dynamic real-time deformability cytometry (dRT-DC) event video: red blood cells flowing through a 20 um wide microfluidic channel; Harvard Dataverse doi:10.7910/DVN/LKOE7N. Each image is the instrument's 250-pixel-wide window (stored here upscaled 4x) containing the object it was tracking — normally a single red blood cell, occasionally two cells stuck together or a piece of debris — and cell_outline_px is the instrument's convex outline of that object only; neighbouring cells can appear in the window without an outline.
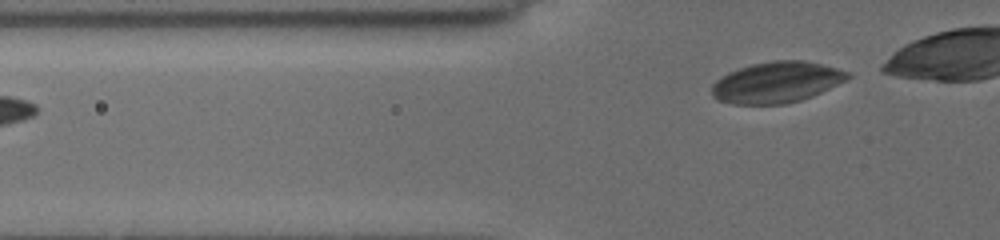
{"species": "common noctule bat (a hibernating species)", "species_latin": "Nyctalus noctula", "temperature_condition": "cold", "stored_images_in_passage": 2, "camera_frame_rate_fps": 3000, "um_per_image_px": 0.085, "animal": {"sex": "female", "body_mass_g": 19.5, "forearm_length_mm": 54.1}, "frame": {"image": 1, "passage_image": 2, "time_ms": 1.333, "image_size_px": [1000, 240], "cell_outline_px": [[852, 76], [812, 96], [800, 100], [784, 104], [732, 104], [716, 100], [712, 96], [712, 84], [720, 76], [728, 72], [752, 64], [772, 60], [804, 60], [852, 72]], "centroid_in_image_um": [65.97, 6.99], "position_along_channel_um": 59.8, "area_um2": 32.43}}